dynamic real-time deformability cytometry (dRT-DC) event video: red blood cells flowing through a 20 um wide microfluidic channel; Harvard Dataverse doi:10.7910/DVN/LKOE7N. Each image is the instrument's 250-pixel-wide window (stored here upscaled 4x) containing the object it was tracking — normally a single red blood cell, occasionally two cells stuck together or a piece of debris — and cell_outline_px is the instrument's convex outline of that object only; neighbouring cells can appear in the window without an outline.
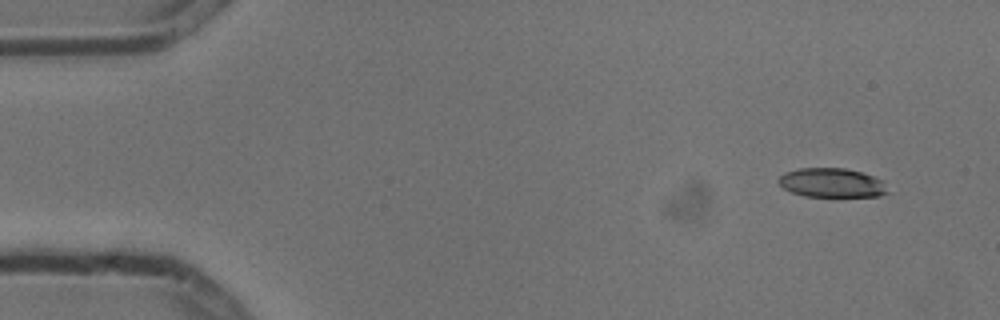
{"species": "common noctule bat (a hibernating species)", "species_latin": "Nyctalus noctula", "temperature_condition": "cold", "stored_images_in_passage": 7, "camera_frame_rate_fps": 3000, "um_per_image_px": 0.085, "animal": {"sex": "male", "body_mass_g": 13.3}, "frame": {"image": 1, "passage_image": 2, "time_ms": 0.333, "image_size_px": [1000, 320], "cell_outline_px": [[892, 192], [880, 196], [804, 196], [792, 192], [784, 188], [776, 180], [784, 172], [800, 168], [844, 168], [860, 172], [872, 176], [880, 180]], "centroid_in_image_um": [70.7, 15.54], "position_along_channel_um": 14.3, "area_um2": 18.5}}
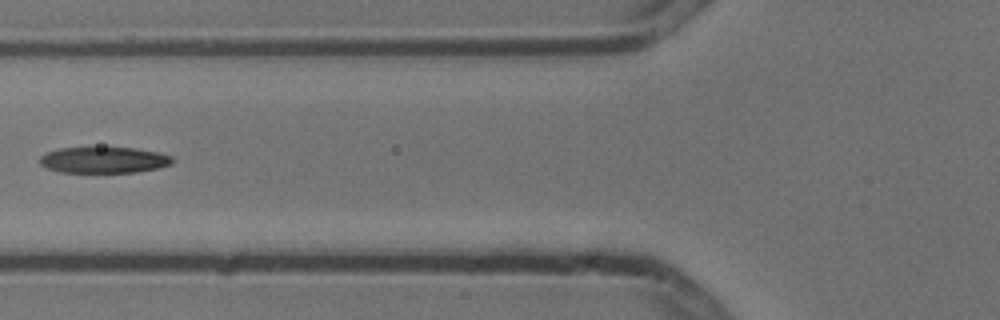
{"frame": {"image": 2, "passage_image": 6, "time_ms": 1.667, "image_size_px": [1000, 320], "cell_outline_px": [[172, 164], [156, 168], [136, 172], [60, 172], [48, 168], [40, 164], [40, 156], [48, 152], [60, 148], [136, 148], [156, 152], [172, 156]], "centroid_in_image_um": [8.82, 13.6], "position_along_channel_um": 117.0, "area_um2": 19.88}}
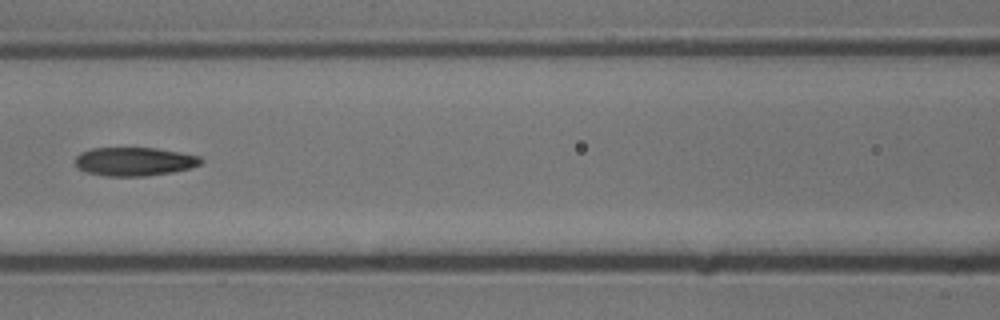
{"frame": {"image": 3, "passage_image": 7, "time_ms": 2.0, "image_size_px": [1000, 320], "cell_outline_px": [[204, 160], [200, 164], [188, 168], [172, 172], [144, 176], [104, 176], [88, 172], [76, 168], [76, 156], [80, 152], [92, 148], [156, 148], [180, 152], [200, 156]], "centroid_in_image_um": [11.41, 13.72], "position_along_channel_um": 155.2, "area_um2": 20.92}}